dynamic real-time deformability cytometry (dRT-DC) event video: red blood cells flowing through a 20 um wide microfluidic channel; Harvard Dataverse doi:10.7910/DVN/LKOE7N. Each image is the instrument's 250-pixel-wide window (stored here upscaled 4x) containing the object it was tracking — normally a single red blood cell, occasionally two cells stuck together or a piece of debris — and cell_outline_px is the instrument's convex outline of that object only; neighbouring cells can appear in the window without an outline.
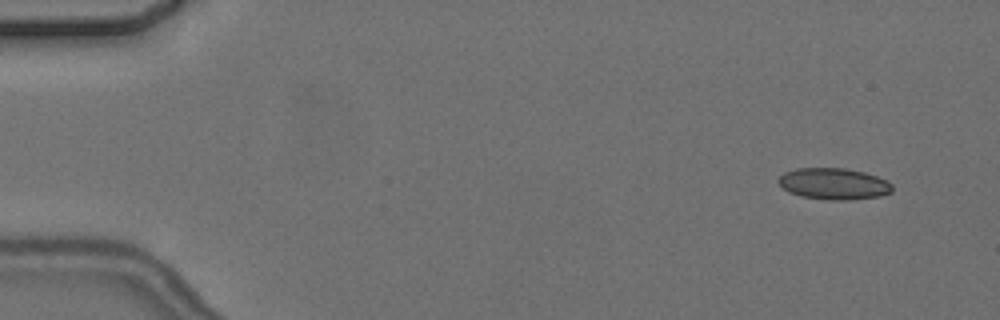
{"species": "common noctule bat (a hibernating species)", "species_latin": "Nyctalus noctula", "temperature_condition": "cold", "stored_images_in_passage": 6, "camera_frame_rate_fps": 3000, "um_per_image_px": 0.085, "animal": {"sex": "female", "body_mass_g": 24.6, "forearm_length_mm": 56.2}, "frame": {"image": 1, "passage_image": 2, "time_ms": 1.333, "image_size_px": [1000, 320], "cell_outline_px": [[892, 192], [880, 196], [844, 200], [828, 200], [800, 196], [788, 192], [776, 180], [784, 172], [796, 168], [844, 168], [864, 172], [888, 180], [892, 184]], "centroid_in_image_um": [70.86, 15.62], "position_along_channel_um": 14.1, "area_um2": 20.92}}